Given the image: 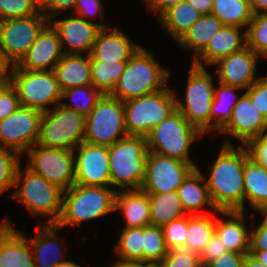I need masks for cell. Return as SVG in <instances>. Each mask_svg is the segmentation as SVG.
Segmentation results:
<instances>
[{
    "label": "cell",
    "mask_w": 267,
    "mask_h": 267,
    "mask_svg": "<svg viewBox=\"0 0 267 267\" xmlns=\"http://www.w3.org/2000/svg\"><path fill=\"white\" fill-rule=\"evenodd\" d=\"M242 267H266L258 262L252 255L246 254Z\"/></svg>",
    "instance_id": "57"
},
{
    "label": "cell",
    "mask_w": 267,
    "mask_h": 267,
    "mask_svg": "<svg viewBox=\"0 0 267 267\" xmlns=\"http://www.w3.org/2000/svg\"><path fill=\"white\" fill-rule=\"evenodd\" d=\"M175 92L168 86L154 93L125 101L127 134L146 137L154 126L160 124L177 109Z\"/></svg>",
    "instance_id": "7"
},
{
    "label": "cell",
    "mask_w": 267,
    "mask_h": 267,
    "mask_svg": "<svg viewBox=\"0 0 267 267\" xmlns=\"http://www.w3.org/2000/svg\"><path fill=\"white\" fill-rule=\"evenodd\" d=\"M103 94L93 85L74 87L62 91L60 105L63 107L83 114L85 117L96 106L97 102L102 98ZM70 98L73 102L68 104L63 100Z\"/></svg>",
    "instance_id": "38"
},
{
    "label": "cell",
    "mask_w": 267,
    "mask_h": 267,
    "mask_svg": "<svg viewBox=\"0 0 267 267\" xmlns=\"http://www.w3.org/2000/svg\"><path fill=\"white\" fill-rule=\"evenodd\" d=\"M183 0H143V2L147 5V12L158 15L157 19L168 9L178 4ZM151 11V12H150Z\"/></svg>",
    "instance_id": "53"
},
{
    "label": "cell",
    "mask_w": 267,
    "mask_h": 267,
    "mask_svg": "<svg viewBox=\"0 0 267 267\" xmlns=\"http://www.w3.org/2000/svg\"><path fill=\"white\" fill-rule=\"evenodd\" d=\"M228 252L226 246L222 244L219 237L214 233L210 241L199 254L200 264L204 267L208 262L213 261Z\"/></svg>",
    "instance_id": "50"
},
{
    "label": "cell",
    "mask_w": 267,
    "mask_h": 267,
    "mask_svg": "<svg viewBox=\"0 0 267 267\" xmlns=\"http://www.w3.org/2000/svg\"><path fill=\"white\" fill-rule=\"evenodd\" d=\"M161 228L168 250L186 249L188 214L163 225Z\"/></svg>",
    "instance_id": "43"
},
{
    "label": "cell",
    "mask_w": 267,
    "mask_h": 267,
    "mask_svg": "<svg viewBox=\"0 0 267 267\" xmlns=\"http://www.w3.org/2000/svg\"><path fill=\"white\" fill-rule=\"evenodd\" d=\"M168 253L160 226L143 227V262L157 265Z\"/></svg>",
    "instance_id": "39"
},
{
    "label": "cell",
    "mask_w": 267,
    "mask_h": 267,
    "mask_svg": "<svg viewBox=\"0 0 267 267\" xmlns=\"http://www.w3.org/2000/svg\"><path fill=\"white\" fill-rule=\"evenodd\" d=\"M151 225H166L186 214L177 191L166 193H147Z\"/></svg>",
    "instance_id": "31"
},
{
    "label": "cell",
    "mask_w": 267,
    "mask_h": 267,
    "mask_svg": "<svg viewBox=\"0 0 267 267\" xmlns=\"http://www.w3.org/2000/svg\"><path fill=\"white\" fill-rule=\"evenodd\" d=\"M248 253L228 252L219 258L208 262L204 267H242Z\"/></svg>",
    "instance_id": "52"
},
{
    "label": "cell",
    "mask_w": 267,
    "mask_h": 267,
    "mask_svg": "<svg viewBox=\"0 0 267 267\" xmlns=\"http://www.w3.org/2000/svg\"><path fill=\"white\" fill-rule=\"evenodd\" d=\"M20 160L21 156L16 151L0 146V195L14 187Z\"/></svg>",
    "instance_id": "41"
},
{
    "label": "cell",
    "mask_w": 267,
    "mask_h": 267,
    "mask_svg": "<svg viewBox=\"0 0 267 267\" xmlns=\"http://www.w3.org/2000/svg\"><path fill=\"white\" fill-rule=\"evenodd\" d=\"M211 13L224 25L248 27L253 12L248 0H214Z\"/></svg>",
    "instance_id": "36"
},
{
    "label": "cell",
    "mask_w": 267,
    "mask_h": 267,
    "mask_svg": "<svg viewBox=\"0 0 267 267\" xmlns=\"http://www.w3.org/2000/svg\"><path fill=\"white\" fill-rule=\"evenodd\" d=\"M249 255H252L258 262L262 263L267 267V250L257 251V252H248Z\"/></svg>",
    "instance_id": "58"
},
{
    "label": "cell",
    "mask_w": 267,
    "mask_h": 267,
    "mask_svg": "<svg viewBox=\"0 0 267 267\" xmlns=\"http://www.w3.org/2000/svg\"><path fill=\"white\" fill-rule=\"evenodd\" d=\"M204 135L176 109L146 136L147 148L157 154L179 159L198 167L191 158L190 146Z\"/></svg>",
    "instance_id": "6"
},
{
    "label": "cell",
    "mask_w": 267,
    "mask_h": 267,
    "mask_svg": "<svg viewBox=\"0 0 267 267\" xmlns=\"http://www.w3.org/2000/svg\"><path fill=\"white\" fill-rule=\"evenodd\" d=\"M43 112L19 106L0 120V146L16 151L20 156L38 143Z\"/></svg>",
    "instance_id": "14"
},
{
    "label": "cell",
    "mask_w": 267,
    "mask_h": 267,
    "mask_svg": "<svg viewBox=\"0 0 267 267\" xmlns=\"http://www.w3.org/2000/svg\"><path fill=\"white\" fill-rule=\"evenodd\" d=\"M119 28H101L90 55L100 61L129 60L141 45L130 41Z\"/></svg>",
    "instance_id": "24"
},
{
    "label": "cell",
    "mask_w": 267,
    "mask_h": 267,
    "mask_svg": "<svg viewBox=\"0 0 267 267\" xmlns=\"http://www.w3.org/2000/svg\"><path fill=\"white\" fill-rule=\"evenodd\" d=\"M201 15L211 14L214 0H185Z\"/></svg>",
    "instance_id": "54"
},
{
    "label": "cell",
    "mask_w": 267,
    "mask_h": 267,
    "mask_svg": "<svg viewBox=\"0 0 267 267\" xmlns=\"http://www.w3.org/2000/svg\"><path fill=\"white\" fill-rule=\"evenodd\" d=\"M218 155L204 175L209 195L218 211H244V165L249 158L244 145L235 148L231 141L224 140Z\"/></svg>",
    "instance_id": "1"
},
{
    "label": "cell",
    "mask_w": 267,
    "mask_h": 267,
    "mask_svg": "<svg viewBox=\"0 0 267 267\" xmlns=\"http://www.w3.org/2000/svg\"><path fill=\"white\" fill-rule=\"evenodd\" d=\"M215 87L214 99L211 105V132L219 131L231 118L232 109L239 98L236 92L243 90L239 87L230 86L217 82Z\"/></svg>",
    "instance_id": "33"
},
{
    "label": "cell",
    "mask_w": 267,
    "mask_h": 267,
    "mask_svg": "<svg viewBox=\"0 0 267 267\" xmlns=\"http://www.w3.org/2000/svg\"><path fill=\"white\" fill-rule=\"evenodd\" d=\"M57 224H38L37 233L32 238H27L33 253L35 267H53L65 260L62 239L57 236Z\"/></svg>",
    "instance_id": "23"
},
{
    "label": "cell",
    "mask_w": 267,
    "mask_h": 267,
    "mask_svg": "<svg viewBox=\"0 0 267 267\" xmlns=\"http://www.w3.org/2000/svg\"><path fill=\"white\" fill-rule=\"evenodd\" d=\"M249 157L267 170V130L244 145Z\"/></svg>",
    "instance_id": "47"
},
{
    "label": "cell",
    "mask_w": 267,
    "mask_h": 267,
    "mask_svg": "<svg viewBox=\"0 0 267 267\" xmlns=\"http://www.w3.org/2000/svg\"><path fill=\"white\" fill-rule=\"evenodd\" d=\"M258 213L264 218L258 226L250 231L249 252L267 250V211Z\"/></svg>",
    "instance_id": "48"
},
{
    "label": "cell",
    "mask_w": 267,
    "mask_h": 267,
    "mask_svg": "<svg viewBox=\"0 0 267 267\" xmlns=\"http://www.w3.org/2000/svg\"><path fill=\"white\" fill-rule=\"evenodd\" d=\"M128 60L100 61L90 55L92 85L103 95H111Z\"/></svg>",
    "instance_id": "35"
},
{
    "label": "cell",
    "mask_w": 267,
    "mask_h": 267,
    "mask_svg": "<svg viewBox=\"0 0 267 267\" xmlns=\"http://www.w3.org/2000/svg\"><path fill=\"white\" fill-rule=\"evenodd\" d=\"M259 57L246 46L240 51L218 59L212 65L220 66L216 71L219 82L246 90L259 78L255 77Z\"/></svg>",
    "instance_id": "18"
},
{
    "label": "cell",
    "mask_w": 267,
    "mask_h": 267,
    "mask_svg": "<svg viewBox=\"0 0 267 267\" xmlns=\"http://www.w3.org/2000/svg\"><path fill=\"white\" fill-rule=\"evenodd\" d=\"M187 80L185 101L176 97V107L187 121L203 135L211 132V105L215 84L213 75L204 67L192 64Z\"/></svg>",
    "instance_id": "9"
},
{
    "label": "cell",
    "mask_w": 267,
    "mask_h": 267,
    "mask_svg": "<svg viewBox=\"0 0 267 267\" xmlns=\"http://www.w3.org/2000/svg\"><path fill=\"white\" fill-rule=\"evenodd\" d=\"M19 106L17 91L7 77L0 83V120L11 115Z\"/></svg>",
    "instance_id": "45"
},
{
    "label": "cell",
    "mask_w": 267,
    "mask_h": 267,
    "mask_svg": "<svg viewBox=\"0 0 267 267\" xmlns=\"http://www.w3.org/2000/svg\"><path fill=\"white\" fill-rule=\"evenodd\" d=\"M156 267H202V265L199 254L181 248L168 250V253Z\"/></svg>",
    "instance_id": "44"
},
{
    "label": "cell",
    "mask_w": 267,
    "mask_h": 267,
    "mask_svg": "<svg viewBox=\"0 0 267 267\" xmlns=\"http://www.w3.org/2000/svg\"><path fill=\"white\" fill-rule=\"evenodd\" d=\"M224 25L209 41L206 48L192 60L191 64L204 67L212 65L218 59L242 50L247 46L246 29Z\"/></svg>",
    "instance_id": "22"
},
{
    "label": "cell",
    "mask_w": 267,
    "mask_h": 267,
    "mask_svg": "<svg viewBox=\"0 0 267 267\" xmlns=\"http://www.w3.org/2000/svg\"><path fill=\"white\" fill-rule=\"evenodd\" d=\"M215 213L188 215L186 249L200 254L215 233ZM213 215V216H212Z\"/></svg>",
    "instance_id": "34"
},
{
    "label": "cell",
    "mask_w": 267,
    "mask_h": 267,
    "mask_svg": "<svg viewBox=\"0 0 267 267\" xmlns=\"http://www.w3.org/2000/svg\"><path fill=\"white\" fill-rule=\"evenodd\" d=\"M0 267H35L27 236L8 218L0 221Z\"/></svg>",
    "instance_id": "21"
},
{
    "label": "cell",
    "mask_w": 267,
    "mask_h": 267,
    "mask_svg": "<svg viewBox=\"0 0 267 267\" xmlns=\"http://www.w3.org/2000/svg\"><path fill=\"white\" fill-rule=\"evenodd\" d=\"M63 55L58 32L49 22L16 66L31 71L53 70Z\"/></svg>",
    "instance_id": "20"
},
{
    "label": "cell",
    "mask_w": 267,
    "mask_h": 267,
    "mask_svg": "<svg viewBox=\"0 0 267 267\" xmlns=\"http://www.w3.org/2000/svg\"><path fill=\"white\" fill-rule=\"evenodd\" d=\"M201 16L194 7L183 0L165 11L157 20L172 39L178 42Z\"/></svg>",
    "instance_id": "30"
},
{
    "label": "cell",
    "mask_w": 267,
    "mask_h": 267,
    "mask_svg": "<svg viewBox=\"0 0 267 267\" xmlns=\"http://www.w3.org/2000/svg\"><path fill=\"white\" fill-rule=\"evenodd\" d=\"M127 135L124 102L103 95L86 116L84 141L110 146Z\"/></svg>",
    "instance_id": "12"
},
{
    "label": "cell",
    "mask_w": 267,
    "mask_h": 267,
    "mask_svg": "<svg viewBox=\"0 0 267 267\" xmlns=\"http://www.w3.org/2000/svg\"><path fill=\"white\" fill-rule=\"evenodd\" d=\"M267 130V119L254 107L250 98L243 93L232 109L230 120L218 131L234 137L241 145L258 137Z\"/></svg>",
    "instance_id": "19"
},
{
    "label": "cell",
    "mask_w": 267,
    "mask_h": 267,
    "mask_svg": "<svg viewBox=\"0 0 267 267\" xmlns=\"http://www.w3.org/2000/svg\"><path fill=\"white\" fill-rule=\"evenodd\" d=\"M247 46L260 57H267V12L253 14L246 28Z\"/></svg>",
    "instance_id": "40"
},
{
    "label": "cell",
    "mask_w": 267,
    "mask_h": 267,
    "mask_svg": "<svg viewBox=\"0 0 267 267\" xmlns=\"http://www.w3.org/2000/svg\"><path fill=\"white\" fill-rule=\"evenodd\" d=\"M253 14L267 12V0H248Z\"/></svg>",
    "instance_id": "55"
},
{
    "label": "cell",
    "mask_w": 267,
    "mask_h": 267,
    "mask_svg": "<svg viewBox=\"0 0 267 267\" xmlns=\"http://www.w3.org/2000/svg\"><path fill=\"white\" fill-rule=\"evenodd\" d=\"M245 203L256 212L267 211V170L250 157L244 165Z\"/></svg>",
    "instance_id": "29"
},
{
    "label": "cell",
    "mask_w": 267,
    "mask_h": 267,
    "mask_svg": "<svg viewBox=\"0 0 267 267\" xmlns=\"http://www.w3.org/2000/svg\"><path fill=\"white\" fill-rule=\"evenodd\" d=\"M14 187H18L13 195L33 216H47V224H56L63 210L64 190L35 174L26 166L22 172L18 166Z\"/></svg>",
    "instance_id": "5"
},
{
    "label": "cell",
    "mask_w": 267,
    "mask_h": 267,
    "mask_svg": "<svg viewBox=\"0 0 267 267\" xmlns=\"http://www.w3.org/2000/svg\"><path fill=\"white\" fill-rule=\"evenodd\" d=\"M194 168L190 163L148 151L145 178L140 189L145 193L177 191Z\"/></svg>",
    "instance_id": "15"
},
{
    "label": "cell",
    "mask_w": 267,
    "mask_h": 267,
    "mask_svg": "<svg viewBox=\"0 0 267 267\" xmlns=\"http://www.w3.org/2000/svg\"><path fill=\"white\" fill-rule=\"evenodd\" d=\"M115 245V253L119 261L143 262V227L123 228Z\"/></svg>",
    "instance_id": "37"
},
{
    "label": "cell",
    "mask_w": 267,
    "mask_h": 267,
    "mask_svg": "<svg viewBox=\"0 0 267 267\" xmlns=\"http://www.w3.org/2000/svg\"><path fill=\"white\" fill-rule=\"evenodd\" d=\"M74 169L75 184L110 187L109 146L82 142L74 150Z\"/></svg>",
    "instance_id": "16"
},
{
    "label": "cell",
    "mask_w": 267,
    "mask_h": 267,
    "mask_svg": "<svg viewBox=\"0 0 267 267\" xmlns=\"http://www.w3.org/2000/svg\"><path fill=\"white\" fill-rule=\"evenodd\" d=\"M8 77V66L0 58V83Z\"/></svg>",
    "instance_id": "59"
},
{
    "label": "cell",
    "mask_w": 267,
    "mask_h": 267,
    "mask_svg": "<svg viewBox=\"0 0 267 267\" xmlns=\"http://www.w3.org/2000/svg\"><path fill=\"white\" fill-rule=\"evenodd\" d=\"M26 167L66 191L75 184L74 150L48 148L38 143L27 150Z\"/></svg>",
    "instance_id": "13"
},
{
    "label": "cell",
    "mask_w": 267,
    "mask_h": 267,
    "mask_svg": "<svg viewBox=\"0 0 267 267\" xmlns=\"http://www.w3.org/2000/svg\"><path fill=\"white\" fill-rule=\"evenodd\" d=\"M48 23L41 10L29 17L0 21V58L4 63L17 65Z\"/></svg>",
    "instance_id": "11"
},
{
    "label": "cell",
    "mask_w": 267,
    "mask_h": 267,
    "mask_svg": "<svg viewBox=\"0 0 267 267\" xmlns=\"http://www.w3.org/2000/svg\"><path fill=\"white\" fill-rule=\"evenodd\" d=\"M201 171L198 167L194 168L177 189L181 205L188 215H200L199 212L205 205L217 211L211 201L204 173Z\"/></svg>",
    "instance_id": "28"
},
{
    "label": "cell",
    "mask_w": 267,
    "mask_h": 267,
    "mask_svg": "<svg viewBox=\"0 0 267 267\" xmlns=\"http://www.w3.org/2000/svg\"><path fill=\"white\" fill-rule=\"evenodd\" d=\"M117 190L110 187L74 184L64 191L63 210L57 226H79L84 221L96 220L115 211Z\"/></svg>",
    "instance_id": "4"
},
{
    "label": "cell",
    "mask_w": 267,
    "mask_h": 267,
    "mask_svg": "<svg viewBox=\"0 0 267 267\" xmlns=\"http://www.w3.org/2000/svg\"><path fill=\"white\" fill-rule=\"evenodd\" d=\"M245 211H220L226 220L215 219V234L228 251L248 253L250 230L245 225Z\"/></svg>",
    "instance_id": "25"
},
{
    "label": "cell",
    "mask_w": 267,
    "mask_h": 267,
    "mask_svg": "<svg viewBox=\"0 0 267 267\" xmlns=\"http://www.w3.org/2000/svg\"><path fill=\"white\" fill-rule=\"evenodd\" d=\"M73 15L75 17L50 19L49 22L58 32L64 54L90 55L98 32L109 26L99 22H87L82 17Z\"/></svg>",
    "instance_id": "17"
},
{
    "label": "cell",
    "mask_w": 267,
    "mask_h": 267,
    "mask_svg": "<svg viewBox=\"0 0 267 267\" xmlns=\"http://www.w3.org/2000/svg\"><path fill=\"white\" fill-rule=\"evenodd\" d=\"M223 26L224 24L212 13L202 15L178 41L179 46L193 49L195 59Z\"/></svg>",
    "instance_id": "32"
},
{
    "label": "cell",
    "mask_w": 267,
    "mask_h": 267,
    "mask_svg": "<svg viewBox=\"0 0 267 267\" xmlns=\"http://www.w3.org/2000/svg\"><path fill=\"white\" fill-rule=\"evenodd\" d=\"M8 79L17 91L20 106L45 112L52 108L48 105L61 102L62 90L53 70H23L14 65L8 67Z\"/></svg>",
    "instance_id": "8"
},
{
    "label": "cell",
    "mask_w": 267,
    "mask_h": 267,
    "mask_svg": "<svg viewBox=\"0 0 267 267\" xmlns=\"http://www.w3.org/2000/svg\"><path fill=\"white\" fill-rule=\"evenodd\" d=\"M41 10V0H0V21L25 18Z\"/></svg>",
    "instance_id": "42"
},
{
    "label": "cell",
    "mask_w": 267,
    "mask_h": 267,
    "mask_svg": "<svg viewBox=\"0 0 267 267\" xmlns=\"http://www.w3.org/2000/svg\"><path fill=\"white\" fill-rule=\"evenodd\" d=\"M77 0H41V11L50 20L64 10L74 9Z\"/></svg>",
    "instance_id": "51"
},
{
    "label": "cell",
    "mask_w": 267,
    "mask_h": 267,
    "mask_svg": "<svg viewBox=\"0 0 267 267\" xmlns=\"http://www.w3.org/2000/svg\"><path fill=\"white\" fill-rule=\"evenodd\" d=\"M145 136L127 135L109 146L111 186L120 190L140 189L148 155Z\"/></svg>",
    "instance_id": "3"
},
{
    "label": "cell",
    "mask_w": 267,
    "mask_h": 267,
    "mask_svg": "<svg viewBox=\"0 0 267 267\" xmlns=\"http://www.w3.org/2000/svg\"><path fill=\"white\" fill-rule=\"evenodd\" d=\"M53 267H82L81 265L66 259V261L62 262V263H58L56 265H54Z\"/></svg>",
    "instance_id": "60"
},
{
    "label": "cell",
    "mask_w": 267,
    "mask_h": 267,
    "mask_svg": "<svg viewBox=\"0 0 267 267\" xmlns=\"http://www.w3.org/2000/svg\"><path fill=\"white\" fill-rule=\"evenodd\" d=\"M78 16L85 19L87 22H93L89 20L97 14H100L101 19L104 20V6L102 0H77L75 8L73 10Z\"/></svg>",
    "instance_id": "49"
},
{
    "label": "cell",
    "mask_w": 267,
    "mask_h": 267,
    "mask_svg": "<svg viewBox=\"0 0 267 267\" xmlns=\"http://www.w3.org/2000/svg\"><path fill=\"white\" fill-rule=\"evenodd\" d=\"M115 211H121L125 227L151 225L148 194L141 189L117 190Z\"/></svg>",
    "instance_id": "27"
},
{
    "label": "cell",
    "mask_w": 267,
    "mask_h": 267,
    "mask_svg": "<svg viewBox=\"0 0 267 267\" xmlns=\"http://www.w3.org/2000/svg\"><path fill=\"white\" fill-rule=\"evenodd\" d=\"M170 72L142 46L127 61L111 96L125 102L166 88Z\"/></svg>",
    "instance_id": "2"
},
{
    "label": "cell",
    "mask_w": 267,
    "mask_h": 267,
    "mask_svg": "<svg viewBox=\"0 0 267 267\" xmlns=\"http://www.w3.org/2000/svg\"><path fill=\"white\" fill-rule=\"evenodd\" d=\"M53 72L62 91L92 85L89 54H64Z\"/></svg>",
    "instance_id": "26"
},
{
    "label": "cell",
    "mask_w": 267,
    "mask_h": 267,
    "mask_svg": "<svg viewBox=\"0 0 267 267\" xmlns=\"http://www.w3.org/2000/svg\"><path fill=\"white\" fill-rule=\"evenodd\" d=\"M112 267H156L146 262H114Z\"/></svg>",
    "instance_id": "56"
},
{
    "label": "cell",
    "mask_w": 267,
    "mask_h": 267,
    "mask_svg": "<svg viewBox=\"0 0 267 267\" xmlns=\"http://www.w3.org/2000/svg\"><path fill=\"white\" fill-rule=\"evenodd\" d=\"M244 93L259 113L267 119V76L259 77Z\"/></svg>",
    "instance_id": "46"
},
{
    "label": "cell",
    "mask_w": 267,
    "mask_h": 267,
    "mask_svg": "<svg viewBox=\"0 0 267 267\" xmlns=\"http://www.w3.org/2000/svg\"><path fill=\"white\" fill-rule=\"evenodd\" d=\"M83 114L56 105L43 112L38 144L56 149L75 150L85 138Z\"/></svg>",
    "instance_id": "10"
}]
</instances>
